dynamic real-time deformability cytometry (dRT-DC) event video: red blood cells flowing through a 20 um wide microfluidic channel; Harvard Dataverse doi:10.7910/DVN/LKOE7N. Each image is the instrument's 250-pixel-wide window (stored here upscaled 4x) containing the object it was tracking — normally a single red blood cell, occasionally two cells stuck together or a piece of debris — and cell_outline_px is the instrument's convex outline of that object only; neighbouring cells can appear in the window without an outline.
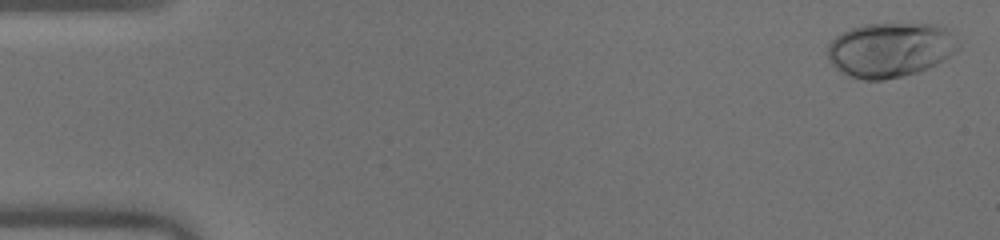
{"species": "human", "species_latin": "Homo sapiens", "temperature_condition": "warm", "stored_images_in_passage": 51, "camera_frame_rate_fps": 3000, "um_per_image_px": 0.085, "donor": {"sex": "male"}, "frame": {"image": 1, "passage_image": 2, "time_ms": 0.333, "image_size_px": [1000, 240], "cell_outline_px": [[960, 48], [936, 64], [928, 68], [916, 72], [884, 80], [864, 80], [848, 76], [840, 72], [828, 60], [828, 44], [836, 36], [852, 28], [864, 24], [936, 24], [956, 32]], "centroid_in_image_um": [75.69, 4.22], "position_along_channel_um": 9.3, "area_um2": 41.79}}
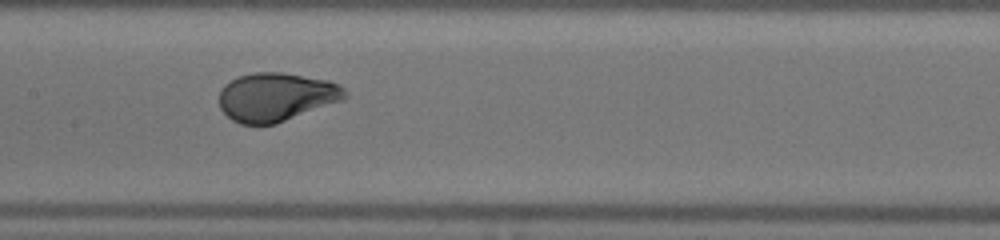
{"frame": {"image": 2, "passage_image": 26, "time_ms": 8.333, "image_size_px": [1000, 240], "cell_outline_px": [[348, 96], [340, 100], [276, 124], [240, 124], [232, 120], [220, 108], [220, 88], [224, 84], [240, 76], [252, 72], [284, 72], [328, 80], [344, 88], [348, 92]], "centroid_in_image_um": [23.45, 8.23], "position_along_channel_um": 184.0, "area_um2": 35.37}}
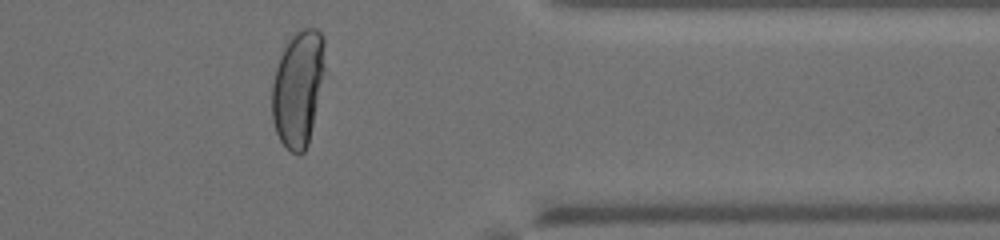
{"frame": {"image": 3, "passage_image": 42, "time_ms": 13.667, "image_size_px": [1000, 240], "cell_outline_px": [[324, 68], [308, 144], [304, 152], [300, 156], [292, 152], [280, 140], [276, 132], [272, 120], [272, 84], [276, 68], [280, 56], [288, 40], [296, 32], [304, 28], [316, 28], [324, 36]], "centroid_in_image_um": [25.32, 7.5], "position_along_channel_um": 386.1, "area_um2": 35.26}, "authors_computed_cell_mechanics": {"area_um2": 36.7608, "velocity_mm_per_s": 4.0407, "shape_relaxation_time_tau1_ms": 4.0249, "shape_relaxation_time_tau2_ms": null, "deformation_change_tau1": 0.2397, "deformation_change_tau2": null}}